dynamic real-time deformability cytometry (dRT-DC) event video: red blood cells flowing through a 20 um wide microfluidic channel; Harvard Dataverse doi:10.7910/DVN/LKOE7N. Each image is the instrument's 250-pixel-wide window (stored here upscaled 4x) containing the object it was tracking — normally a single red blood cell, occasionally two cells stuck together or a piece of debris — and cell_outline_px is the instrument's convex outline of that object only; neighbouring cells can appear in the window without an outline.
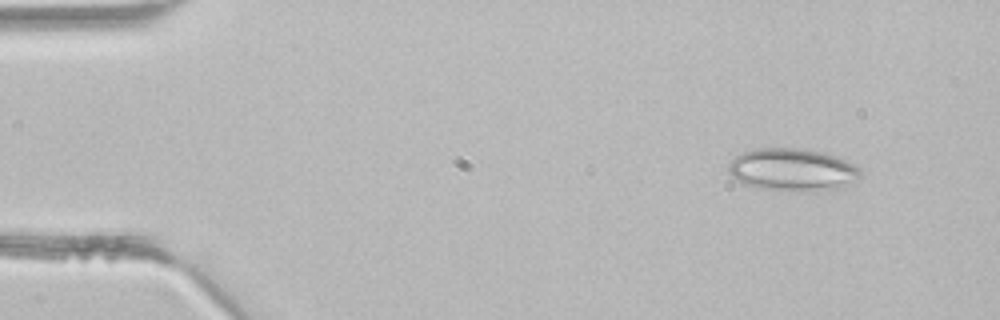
{"species": "common noctule bat (a hibernating species)", "species_latin": "Nyctalus noctula", "temperature_condition": "room temperature", "stored_images_in_passage": 3, "camera_frame_rate_fps": 3000, "um_per_image_px": 0.085, "animal": {"sex": "male", "body_mass_g": 21.5, "forearm_length_mm": 52.0}, "frame": {"image": 1, "passage_image": 1, "time_ms": 0.0, "image_size_px": [1000, 320], "cell_outline_px": [[864, 172], [860, 176], [840, 188], [796, 192], [764, 188], [744, 184], [732, 176], [728, 172], [728, 164], [736, 156], [752, 148], [804, 148], [824, 152], [836, 156], [860, 168]], "centroid_in_image_um": [67.35, 14.41], "position_along_channel_um": 17.6, "area_um2": 32.71}}